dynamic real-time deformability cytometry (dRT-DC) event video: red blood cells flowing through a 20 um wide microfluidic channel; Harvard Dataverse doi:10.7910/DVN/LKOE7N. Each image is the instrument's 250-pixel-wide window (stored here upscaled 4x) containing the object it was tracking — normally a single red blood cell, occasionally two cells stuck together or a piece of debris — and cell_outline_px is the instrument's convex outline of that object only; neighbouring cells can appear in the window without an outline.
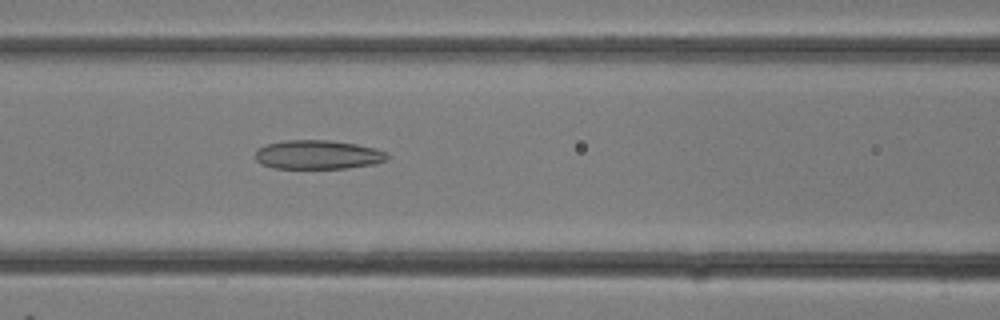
{"species": "common noctule bat (a hibernating species)", "species_latin": "Nyctalus noctula", "temperature_condition": "room temperature", "stored_images_in_passage": 6, "camera_frame_rate_fps": 3000, "um_per_image_px": 0.085, "animal": {"sex": "female"}, "frame": {"image": 1, "passage_image": 6, "time_ms": 1.667, "image_size_px": [1000, 320], "cell_outline_px": [[388, 156], [384, 160], [376, 164], [348, 168], [272, 168], [260, 164], [256, 160], [256, 148], [264, 144], [284, 140], [328, 140], [356, 144], [376, 148], [384, 152]], "centroid_in_image_um": [26.96, 13.14], "position_along_channel_um": 139.6, "area_um2": 22.43}}